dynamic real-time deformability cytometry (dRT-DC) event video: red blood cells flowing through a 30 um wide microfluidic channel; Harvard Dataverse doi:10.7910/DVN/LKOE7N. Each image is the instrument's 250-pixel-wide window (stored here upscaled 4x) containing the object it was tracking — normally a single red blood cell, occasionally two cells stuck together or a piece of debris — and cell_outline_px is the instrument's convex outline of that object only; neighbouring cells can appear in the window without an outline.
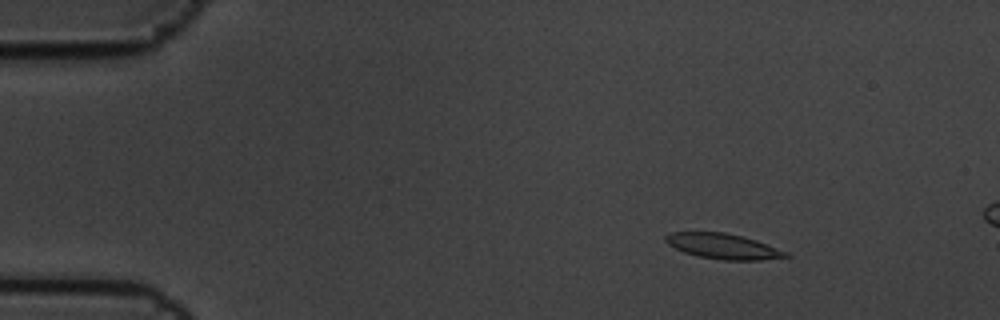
{"species": "common noctule bat (a hibernating species)", "species_latin": "Nyctalus noctula", "temperature_condition": "cold", "stored_images_in_passage": 6, "camera_frame_rate_fps": 3000, "um_per_image_px": 0.085, "animal": {"sex": "male", "body_mass_g": 19.5, "forearm_length_mm": 54.6}, "frame": {"image": 1, "passage_image": 3, "time_ms": 0.667, "image_size_px": [1000, 320], "cell_outline_px": [[792, 256], [760, 260], [724, 260], [696, 256], [684, 252], [668, 244], [664, 240], [664, 236], [668, 232], [724, 232], [744, 236], [756, 240], [788, 252]], "centroid_in_image_um": [61.45, 20.93], "position_along_channel_um": 23.5, "area_um2": 17.86}}